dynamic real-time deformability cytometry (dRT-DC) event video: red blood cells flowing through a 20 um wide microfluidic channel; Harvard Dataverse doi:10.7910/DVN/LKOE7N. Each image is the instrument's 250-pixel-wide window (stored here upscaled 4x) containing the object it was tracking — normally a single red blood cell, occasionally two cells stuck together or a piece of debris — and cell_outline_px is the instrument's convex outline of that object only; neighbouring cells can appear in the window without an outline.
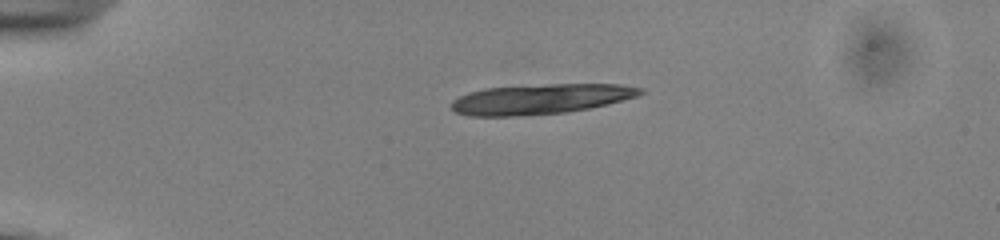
{"species": "common noctule bat (a hibernating species)", "species_latin": "Nyctalus noctula", "temperature_condition": "cold", "stored_images_in_passage": 8, "camera_frame_rate_fps": 3000, "um_per_image_px": 0.085, "animal": {"sex": "male", "body_mass_g": 13.0, "forearm_length_mm": 53.1}, "frame": {"image": 1, "passage_image": 1, "time_ms": 0.0, "image_size_px": [1000, 240], "cell_outline_px": [[644, 92], [636, 96], [608, 104], [588, 108], [564, 112], [508, 116], [468, 116], [456, 112], [452, 108], [452, 100], [468, 92], [484, 88], [552, 84], [620, 84], [644, 88]], "centroid_in_image_um": [45.94, 8.41], "position_along_channel_um": 39.1, "area_um2": 32.83}}